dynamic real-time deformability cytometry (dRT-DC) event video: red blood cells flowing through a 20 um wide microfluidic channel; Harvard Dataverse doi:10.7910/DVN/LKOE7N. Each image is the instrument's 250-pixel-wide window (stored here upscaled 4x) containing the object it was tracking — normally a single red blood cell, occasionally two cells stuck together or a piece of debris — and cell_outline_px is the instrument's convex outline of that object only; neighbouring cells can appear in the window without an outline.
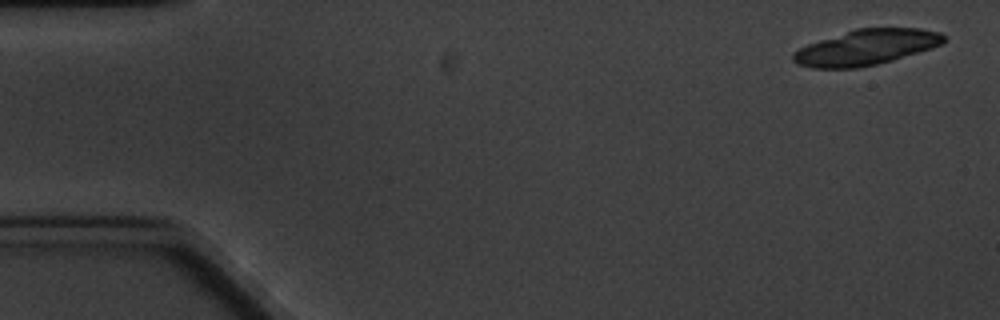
{"species": "common noctule bat (a hibernating species)", "species_latin": "Nyctalus noctula", "temperature_condition": "cold", "stored_images_in_passage": 5, "camera_frame_rate_fps": 3000, "um_per_image_px": 0.085, "animal": {"sex": "male", "body_mass_g": 20.1, "forearm_length_mm": 53.5}, "frame": {"image": 1, "passage_image": 1, "time_ms": 0.0, "image_size_px": [1000, 320], "cell_outline_px": [[944, 40], [940, 44], [932, 48], [892, 60], [860, 68], [812, 68], [796, 64], [792, 60], [792, 52], [808, 44], [856, 28], [920, 28], [940, 32], [944, 36]], "centroid_in_image_um": [73.6, 4.03], "position_along_channel_um": 11.4, "area_um2": 30.98}}